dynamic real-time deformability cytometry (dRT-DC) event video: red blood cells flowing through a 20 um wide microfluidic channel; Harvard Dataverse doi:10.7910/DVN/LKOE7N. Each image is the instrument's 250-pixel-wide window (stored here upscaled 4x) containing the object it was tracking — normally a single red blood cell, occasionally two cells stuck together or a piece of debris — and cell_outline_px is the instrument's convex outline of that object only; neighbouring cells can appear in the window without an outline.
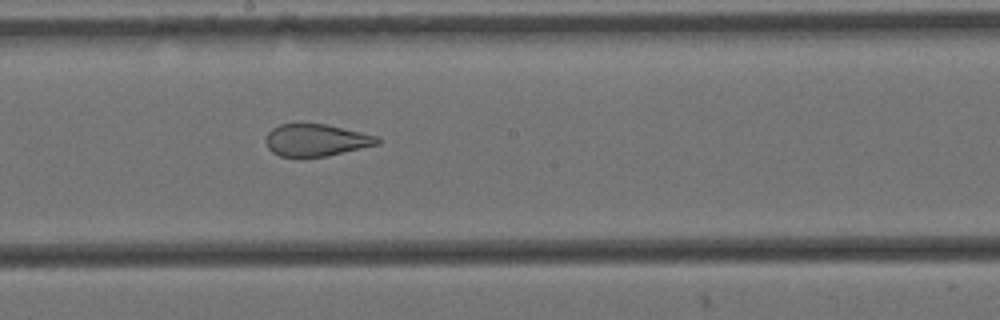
{"species": "Egyptian fruit bat (a non-hibernating species)", "species_latin": "Rousettus aegyptiacus", "temperature_condition": "cold", "stored_images_in_passage": 8, "camera_frame_rate_fps": 3000, "um_per_image_px": 0.085, "animal": {"sex": "female"}, "frame": {"image": 1, "passage_image": 8, "time_ms": 2.333, "image_size_px": [1000, 320], "cell_outline_px": [[380, 144], [324, 156], [280, 156], [272, 152], [268, 148], [268, 132], [272, 128], [280, 124], [324, 124], [376, 136], [380, 140]], "centroid_in_image_um": [26.87, 11.91], "position_along_channel_um": 221.3, "area_um2": 20.23}}